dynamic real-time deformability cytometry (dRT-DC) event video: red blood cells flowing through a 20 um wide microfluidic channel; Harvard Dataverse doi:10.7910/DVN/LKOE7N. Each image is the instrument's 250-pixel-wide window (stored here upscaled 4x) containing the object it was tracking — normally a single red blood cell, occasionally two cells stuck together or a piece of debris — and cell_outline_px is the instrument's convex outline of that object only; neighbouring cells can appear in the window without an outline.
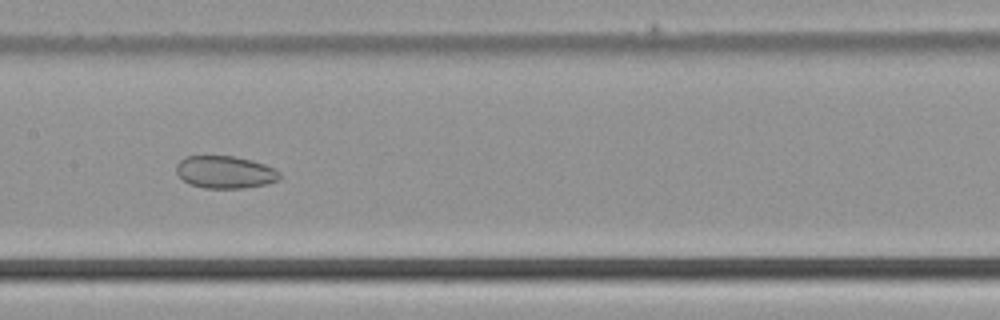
{"species": "common noctule bat (a hibernating species)", "species_latin": "Nyctalus noctula", "temperature_condition": "cold", "stored_images_in_passage": 42, "camera_frame_rate_fps": 3000, "um_per_image_px": 0.085, "animal": {"sex": "male", "body_mass_g": 21.5, "forearm_length_mm": 52.0}, "frame": {"image": 1, "passage_image": 17, "time_ms": 5.333, "image_size_px": [1000, 320], "cell_outline_px": [[280, 180], [268, 184], [244, 188], [204, 188], [192, 184], [184, 180], [176, 172], [176, 164], [184, 156], [232, 156], [252, 160], [264, 164], [280, 172]], "centroid_in_image_um": [19.14, 14.63], "position_along_channel_um": 188.3, "area_um2": 19.54}}
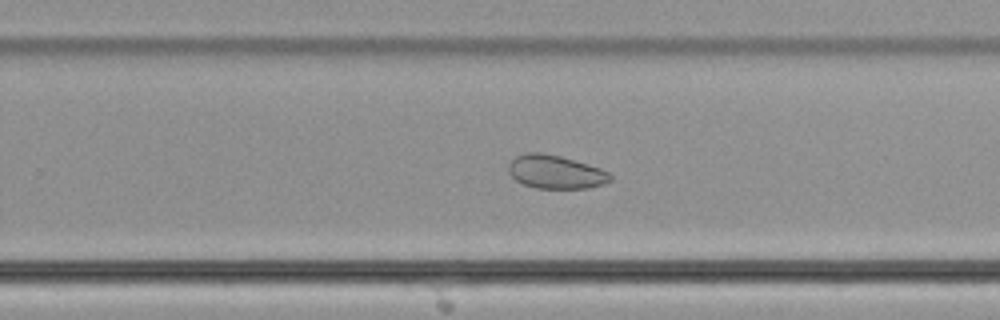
{"frame": {"image": 2, "passage_image": 24, "time_ms": 7.667, "image_size_px": [1000, 320], "cell_outline_px": [[612, 180], [604, 184], [588, 188], [536, 188], [524, 184], [516, 180], [508, 172], [508, 164], [516, 156], [524, 152], [544, 152], [560, 156], [600, 168], [608, 172], [612, 176]], "centroid_in_image_um": [47.21, 14.61], "position_along_channel_um": 282.6, "area_um2": 19.88}}
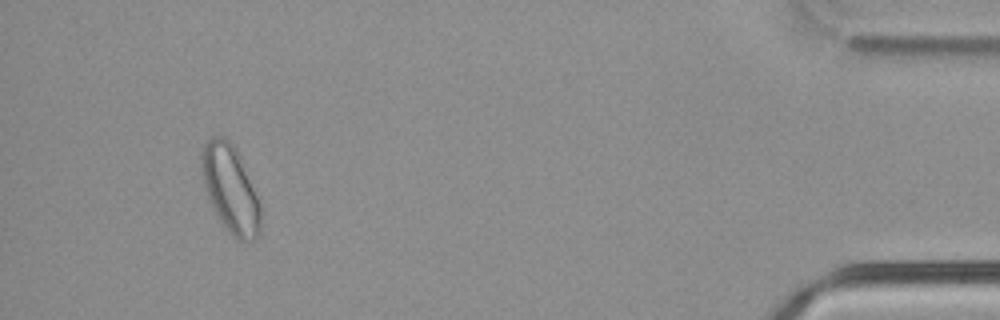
{"frame": {"image": 3, "passage_image": 39, "time_ms": 12.667, "image_size_px": [1000, 320], "cell_outline_px": [[260, 232], [256, 240], [236, 240], [228, 232], [212, 208], [204, 184], [200, 168], [200, 152], [208, 140], [212, 136], [220, 136], [228, 140], [236, 148], [240, 156], [260, 200]], "centroid_in_image_um": [19.58, 16.07], "position_along_channel_um": 415.6, "area_um2": 30.29}}